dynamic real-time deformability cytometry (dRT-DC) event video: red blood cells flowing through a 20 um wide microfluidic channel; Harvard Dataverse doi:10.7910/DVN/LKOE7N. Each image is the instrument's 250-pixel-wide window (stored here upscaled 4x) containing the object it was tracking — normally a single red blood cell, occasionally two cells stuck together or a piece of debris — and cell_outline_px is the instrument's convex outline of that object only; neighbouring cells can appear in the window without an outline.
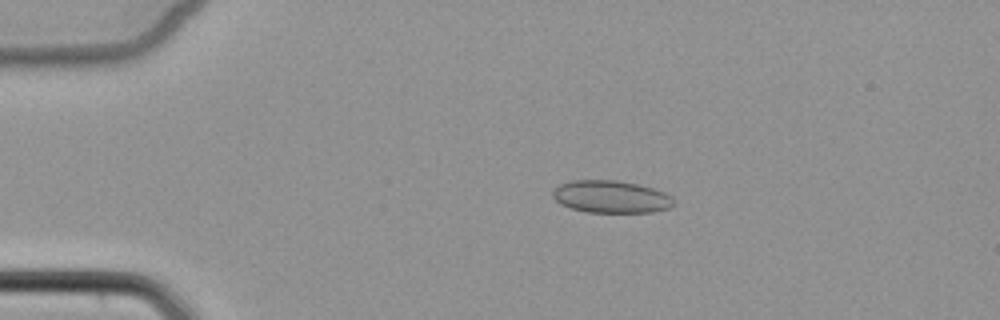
{"species": "common noctule bat (a hibernating species)", "species_latin": "Nyctalus noctula", "temperature_condition": "cold", "stored_images_in_passage": 3, "camera_frame_rate_fps": 3000, "um_per_image_px": 0.085, "animal": {"sex": "female", "body_mass_g": 22.7, "forearm_length_mm": 54.2}, "frame": {"image": 1, "passage_image": 2, "time_ms": 2.0, "image_size_px": [1000, 320], "cell_outline_px": [[676, 204], [672, 208], [652, 212], [588, 212], [572, 208], [560, 204], [552, 196], [552, 188], [560, 184], [572, 180], [616, 180], [636, 184], [652, 188], [664, 192], [672, 196]], "centroid_in_image_um": [51.95, 16.72], "position_along_channel_um": 33.1, "area_um2": 23.0}}